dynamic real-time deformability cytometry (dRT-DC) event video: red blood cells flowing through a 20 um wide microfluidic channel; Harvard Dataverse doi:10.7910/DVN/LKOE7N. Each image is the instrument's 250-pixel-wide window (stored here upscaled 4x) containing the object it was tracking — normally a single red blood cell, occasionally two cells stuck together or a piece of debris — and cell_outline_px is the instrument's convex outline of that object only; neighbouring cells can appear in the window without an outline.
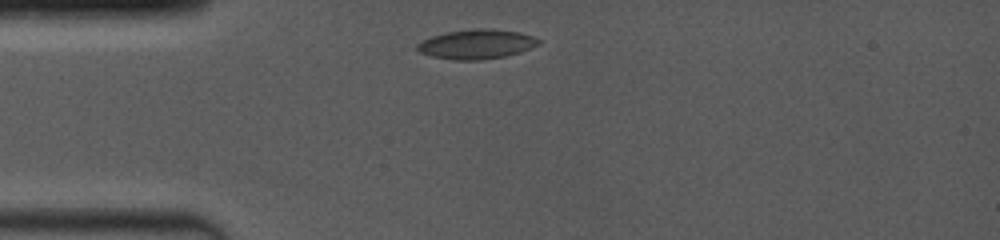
{"species": "common noctule bat (a hibernating species)", "species_latin": "Nyctalus noctula", "temperature_condition": "room temperature", "stored_images_in_passage": 11, "camera_frame_rate_fps": 4000, "um_per_image_px": 0.085, "animal": {"sex": "female", "body_mass_g": 19.0, "forearm_length_mm": 53.3}, "frame": {"image": 1, "passage_image": 1, "time_ms": 0.0, "image_size_px": [1000, 240], "cell_outline_px": [[544, 40], [540, 44], [520, 52], [508, 56], [480, 60], [452, 60], [432, 56], [420, 52], [416, 48], [416, 44], [420, 40], [432, 36], [448, 32], [472, 28], [492, 28], [520, 32]], "centroid_in_image_um": [40.53, 3.75], "position_along_channel_um": 44.5, "area_um2": 21.21}}
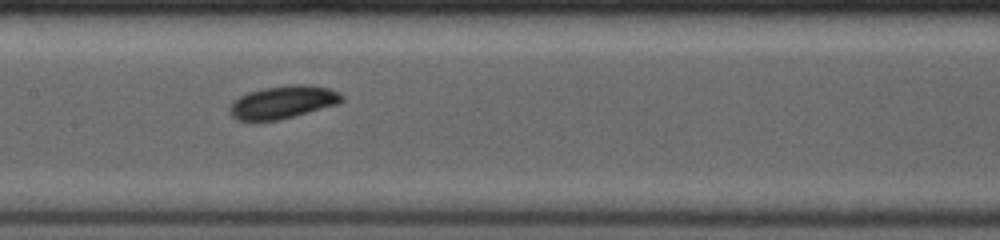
{"frame": {"image": 2, "passage_image": 7, "time_ms": 4.0, "image_size_px": [1000, 240], "cell_outline_px": [[344, 100], [340, 104], [296, 116], [280, 120], [236, 120], [232, 116], [228, 108], [232, 100], [248, 92], [264, 88], [296, 84], [312, 84], [328, 88], [340, 92], [344, 96]], "centroid_in_image_um": [24.09, 8.68], "position_along_channel_um": 183.3, "area_um2": 21.79}}
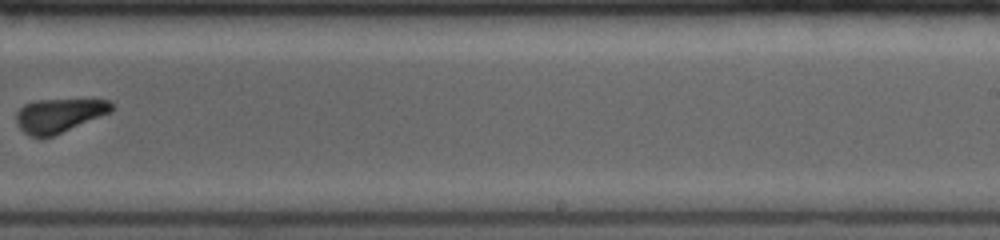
{"frame": {"image": 3, "passage_image": 11, "time_ms": 6.5, "image_size_px": [1000, 240], "cell_outline_px": [[112, 112], [52, 136], [28, 136], [16, 124], [16, 112], [24, 104], [36, 100], [108, 100], [112, 104]], "centroid_in_image_um": [4.99, 9.8], "position_along_channel_um": 284.0, "area_um2": 18.55}}